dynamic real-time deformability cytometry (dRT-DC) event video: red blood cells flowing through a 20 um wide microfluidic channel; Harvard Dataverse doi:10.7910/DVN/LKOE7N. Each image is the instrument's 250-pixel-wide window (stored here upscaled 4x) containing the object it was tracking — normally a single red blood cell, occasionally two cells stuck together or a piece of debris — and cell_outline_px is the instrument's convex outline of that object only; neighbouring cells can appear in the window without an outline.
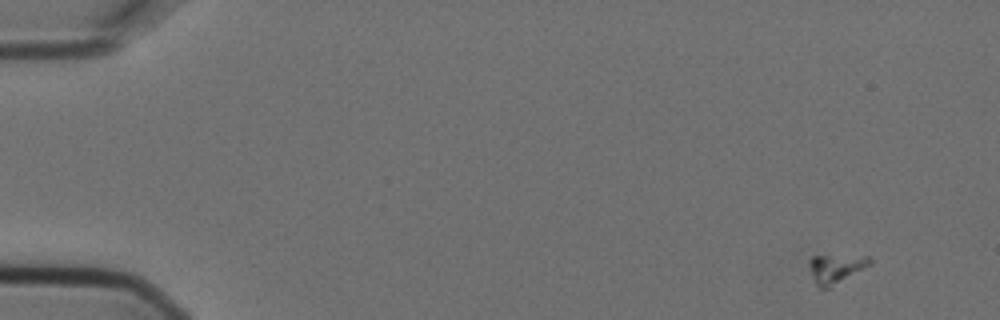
{"species": "Egyptian fruit bat (a non-hibernating species)", "species_latin": "Rousettus aegyptiacus", "temperature_condition": "cold", "stored_images_in_passage": 6, "camera_frame_rate_fps": 3000, "um_per_image_px": 0.085, "animal": {"sex": "female"}, "frame": {"image": 1, "passage_image": 1, "time_ms": 0.0, "image_size_px": [1000, 320], "cell_outline_px": [[872, 264], [828, 288], [820, 288], [816, 284], [812, 276], [808, 264], [808, 260], [812, 256], [868, 256], [872, 260]], "centroid_in_image_um": [71.04, 22.82], "position_along_channel_um": 14.0, "area_um2": 10.06}}
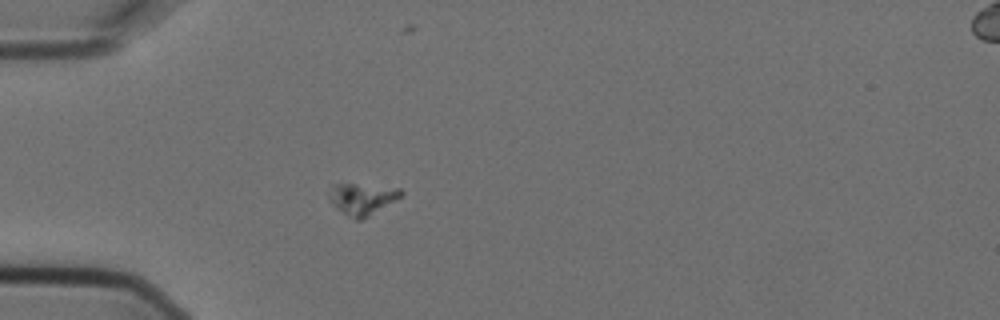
{"frame": {"image": 2, "passage_image": 5, "time_ms": 1.333, "image_size_px": [1000, 320], "cell_outline_px": [[404, 196], [364, 220], [356, 220], [336, 208], [328, 200], [328, 196], [332, 184], [356, 184], [400, 188], [404, 192]], "centroid_in_image_um": [30.82, 16.92], "position_along_channel_um": 54.2, "area_um2": 13.53}}